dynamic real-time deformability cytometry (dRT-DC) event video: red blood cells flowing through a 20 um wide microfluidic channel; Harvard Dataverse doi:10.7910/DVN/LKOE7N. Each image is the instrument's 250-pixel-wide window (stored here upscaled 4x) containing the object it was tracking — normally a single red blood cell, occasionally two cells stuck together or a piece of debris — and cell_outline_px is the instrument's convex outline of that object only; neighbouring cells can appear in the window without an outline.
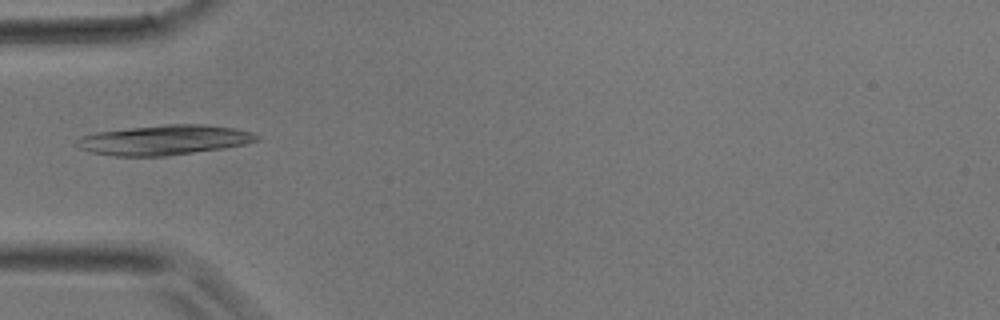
{"species": "common noctule bat (a hibernating species)", "species_latin": "Nyctalus noctula", "temperature_condition": "room temperature", "stored_images_in_passage": 30, "camera_frame_rate_fps": 3000, "um_per_image_px": 0.085, "animal": {"sex": "male", "body_mass_g": 17.9}, "frame": {"image": 1, "passage_image": 3, "time_ms": 0.667, "image_size_px": [1000, 320], "cell_outline_px": [[260, 140], [244, 144], [224, 148], [164, 156], [116, 156], [92, 152], [80, 148], [72, 144], [76, 140], [84, 136], [96, 132], [164, 124], [208, 124], [232, 128], [252, 132], [260, 136]], "centroid_in_image_um": [13.97, 11.89], "position_along_channel_um": 71.0, "area_um2": 31.27}}
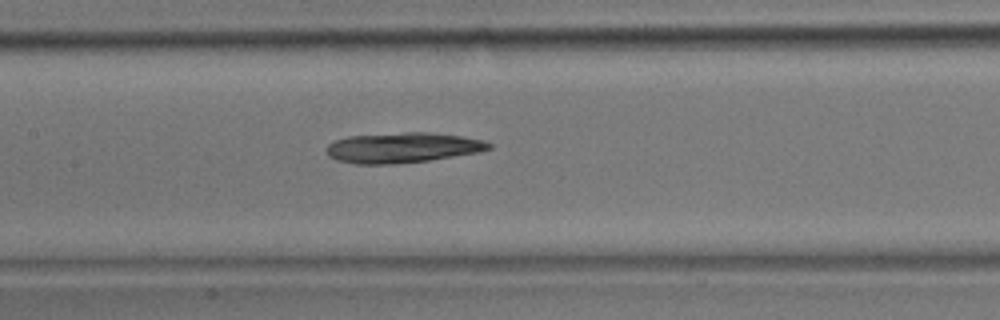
{"frame": {"image": 2, "passage_image": 9, "time_ms": 2.667, "image_size_px": [1000, 320], "cell_outline_px": [[492, 148], [480, 152], [428, 160], [396, 164], [356, 164], [336, 160], [328, 156], [324, 152], [324, 148], [328, 144], [336, 140], [348, 136], [404, 132], [428, 132], [464, 136], [484, 140], [492, 144]], "centroid_in_image_um": [34.2, 12.55], "position_along_channel_um": 173.2, "area_um2": 28.96}}
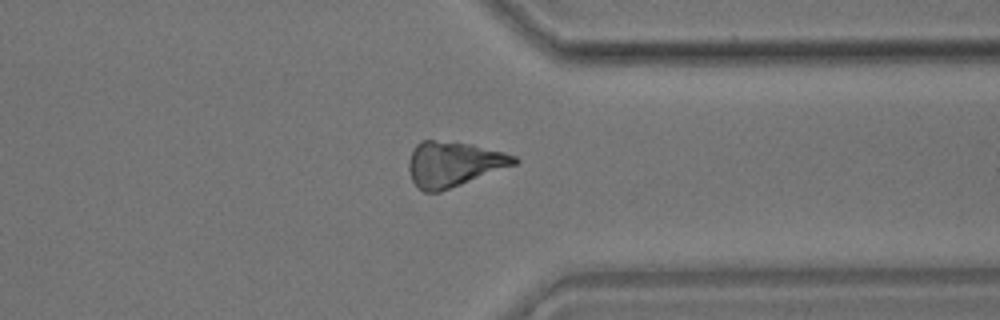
{"frame": {"image": 3, "passage_image": 21, "time_ms": 6.667, "image_size_px": [1000, 320], "cell_outline_px": [[520, 160], [516, 164], [440, 192], [424, 192], [412, 180], [408, 168], [408, 160], [416, 144], [420, 140], [432, 140], [472, 144], [504, 152], [516, 156]], "centroid_in_image_um": [38.55, 13.93], "position_along_channel_um": 372.9, "area_um2": 27.57}}